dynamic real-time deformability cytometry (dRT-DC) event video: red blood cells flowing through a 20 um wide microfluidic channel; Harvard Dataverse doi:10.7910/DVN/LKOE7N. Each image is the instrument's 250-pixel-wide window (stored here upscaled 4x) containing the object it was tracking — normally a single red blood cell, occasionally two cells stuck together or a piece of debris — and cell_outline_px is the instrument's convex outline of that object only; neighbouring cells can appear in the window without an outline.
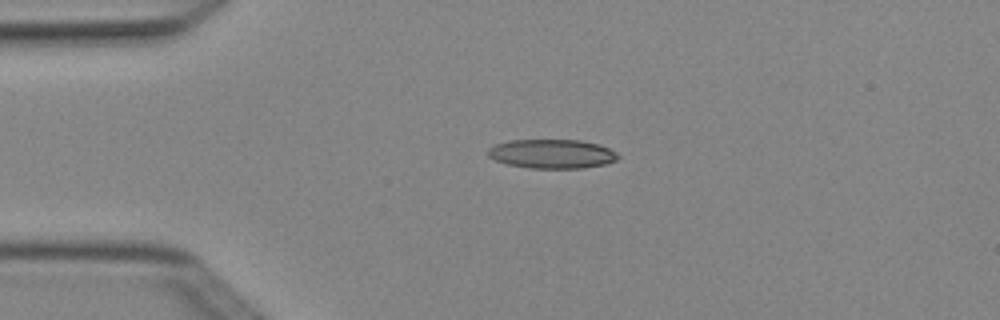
{"species": "Egyptian fruit bat (a non-hibernating species)", "species_latin": "Rousettus aegyptiacus", "temperature_condition": "cold", "stored_images_in_passage": 3, "camera_frame_rate_fps": 3000, "um_per_image_px": 0.085, "animal": {"sex": "female"}, "frame": {"image": 1, "passage_image": 3, "time_ms": 0.667, "image_size_px": [1000, 320], "cell_outline_px": [[620, 156], [616, 160], [604, 164], [584, 168], [528, 168], [508, 164], [496, 160], [488, 156], [488, 148], [496, 144], [512, 140], [580, 140], [600, 144], [616, 152]], "centroid_in_image_um": [46.93, 13.07], "position_along_channel_um": 38.1, "area_um2": 22.02}}